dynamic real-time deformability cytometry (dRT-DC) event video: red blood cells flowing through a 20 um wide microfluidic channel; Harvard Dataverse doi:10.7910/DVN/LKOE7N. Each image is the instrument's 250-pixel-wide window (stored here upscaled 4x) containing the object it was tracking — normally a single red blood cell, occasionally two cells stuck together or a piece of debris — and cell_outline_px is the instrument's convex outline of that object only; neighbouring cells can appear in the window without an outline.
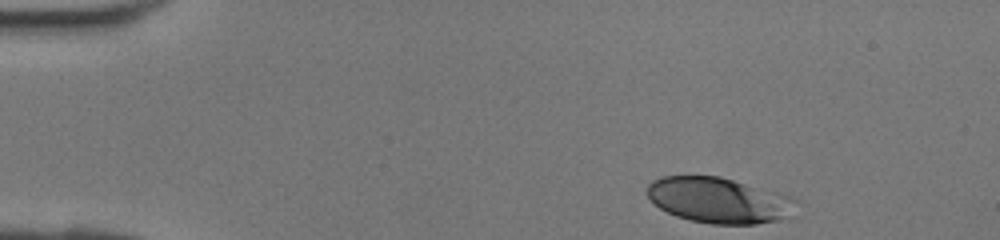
{"species": "human", "species_latin": "Homo sapiens", "temperature_condition": "room temperature", "stored_images_in_passage": 32, "camera_frame_rate_fps": 3000, "um_per_image_px": 0.085, "donor": {"sex": "female"}, "frame": {"image": 1, "passage_image": 1, "time_ms": 0.0, "image_size_px": [1000, 240], "cell_outline_px": [[800, 200], [792, 216], [776, 220], [756, 224], [712, 224], [692, 220], [676, 216], [660, 208], [648, 196], [648, 184], [652, 180], [660, 176], [720, 176], [792, 196]], "centroid_in_image_um": [61.17, 17.02], "position_along_channel_um": 23.8, "area_um2": 39.77}}
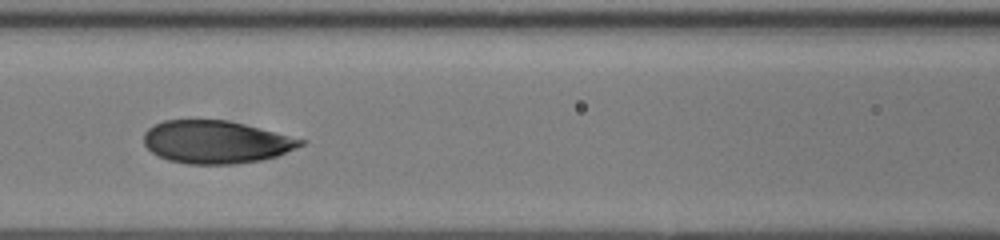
{"frame": {"image": 2, "passage_image": 14, "time_ms": 4.333, "image_size_px": [1000, 240], "cell_outline_px": [[308, 140], [304, 144], [276, 156], [264, 160], [236, 164], [188, 164], [168, 160], [152, 152], [144, 144], [144, 132], [152, 124], [164, 120], [228, 120]], "centroid_in_image_um": [18.35, 12.07], "position_along_channel_um": 148.2, "area_um2": 39.19}}
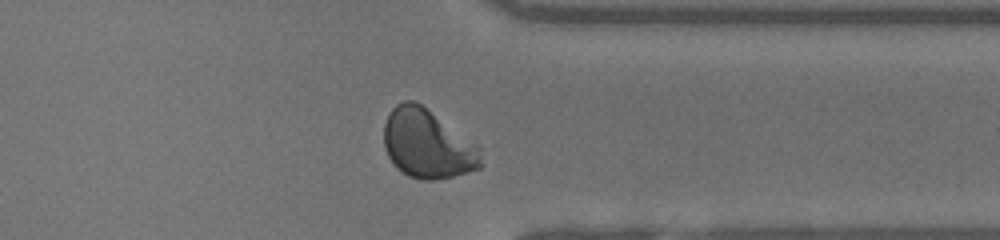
{"frame": {"image": 3, "passage_image": 28, "time_ms": 9.0, "image_size_px": [1000, 240], "cell_outline_px": [[480, 168], [452, 176], [436, 180], [424, 180], [408, 176], [396, 168], [392, 164], [384, 148], [384, 124], [392, 108], [396, 104], [404, 100], [416, 100], [480, 148]], "centroid_in_image_um": [36.27, 12.24], "position_along_channel_um": 375.1, "area_um2": 38.61}}